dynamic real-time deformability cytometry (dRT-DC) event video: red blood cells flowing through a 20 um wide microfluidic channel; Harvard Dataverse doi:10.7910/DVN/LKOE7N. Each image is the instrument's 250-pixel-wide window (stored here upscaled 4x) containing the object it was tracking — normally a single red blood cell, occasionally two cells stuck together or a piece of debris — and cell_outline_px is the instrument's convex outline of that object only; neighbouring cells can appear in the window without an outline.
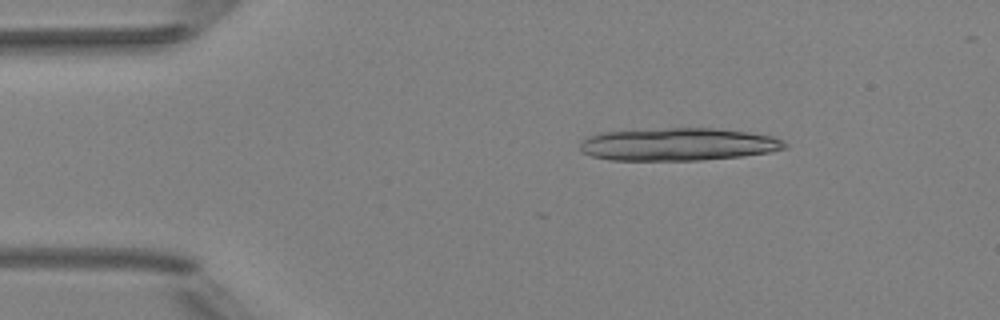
{"species": "Egyptian fruit bat (a non-hibernating species)", "species_latin": "Rousettus aegyptiacus", "temperature_condition": "room temperature", "stored_images_in_passage": 8, "segment_of_instrument_passage": [1, 2], "camera_frame_rate_fps": 3000, "um_per_image_px": 0.085, "animal": {"sex": "female"}, "frame": {"image": 1, "passage_image": 1, "time_ms": 0.0, "image_size_px": [1000, 320], "cell_outline_px": [[788, 148], [772, 152], [740, 156], [700, 160], [612, 160], [592, 156], [580, 152], [580, 140], [584, 136], [600, 132], [668, 128], [716, 128], [748, 132], [772, 136], [784, 140], [788, 144]], "centroid_in_image_um": [57.63, 12.26], "position_along_channel_um": 27.4, "area_um2": 39.42}}